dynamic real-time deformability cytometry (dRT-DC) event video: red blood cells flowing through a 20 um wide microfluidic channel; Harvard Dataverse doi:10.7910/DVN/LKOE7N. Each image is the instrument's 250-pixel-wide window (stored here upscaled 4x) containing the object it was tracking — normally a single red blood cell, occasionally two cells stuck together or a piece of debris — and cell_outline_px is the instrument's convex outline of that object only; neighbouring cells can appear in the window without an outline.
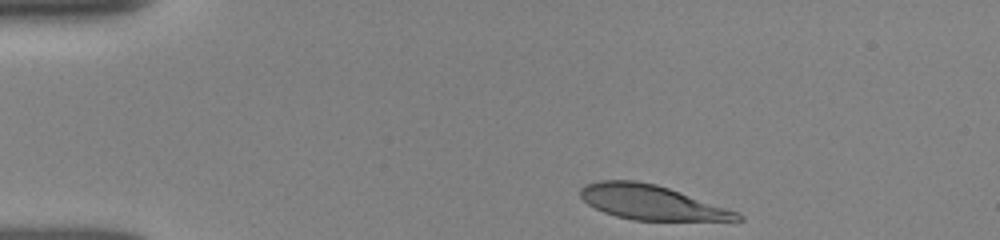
{"species": "human", "species_latin": "Homo sapiens", "temperature_condition": "room temperature", "stored_images_in_passage": 36, "camera_frame_rate_fps": 3000, "um_per_image_px": 0.085, "donor": {"sex": "female"}, "frame": {"image": 1, "passage_image": 1, "time_ms": 0.0, "image_size_px": [1000, 240], "cell_outline_px": [[744, 220], [632, 220], [616, 216], [604, 212], [588, 204], [580, 196], [580, 188], [588, 184], [600, 180], [636, 180], [656, 184], [740, 212], [744, 216]], "centroid_in_image_um": [55.38, 17.2], "position_along_channel_um": 29.6, "area_um2": 31.39}}
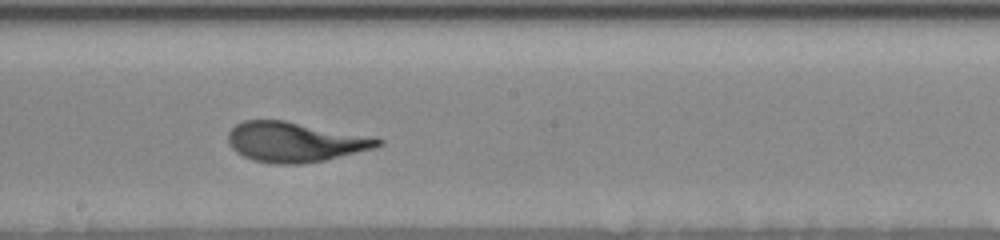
{"frame": {"image": 2, "passage_image": 21, "time_ms": 6.667, "image_size_px": [1000, 240], "cell_outline_px": [[384, 144], [376, 148], [324, 160], [300, 164], [272, 164], [252, 160], [236, 152], [232, 148], [228, 140], [228, 132], [236, 124], [244, 120], [284, 120], [384, 140]], "centroid_in_image_um": [25.02, 12.08], "position_along_channel_um": 223.2, "area_um2": 34.45}}
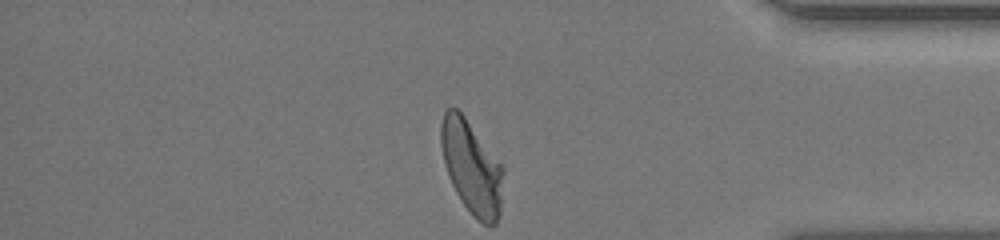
{"frame": {"image": 3, "passage_image": 36, "time_ms": 11.667, "image_size_px": [1000, 240], "cell_outline_px": [[504, 172], [500, 212], [496, 224], [484, 224], [464, 204], [456, 192], [448, 176], [444, 164], [440, 144], [440, 124], [444, 112], [448, 108], [456, 108], [464, 116], [504, 164]], "centroid_in_image_um": [40.1, 14.17], "position_along_channel_um": 395.1, "area_um2": 33.87}}